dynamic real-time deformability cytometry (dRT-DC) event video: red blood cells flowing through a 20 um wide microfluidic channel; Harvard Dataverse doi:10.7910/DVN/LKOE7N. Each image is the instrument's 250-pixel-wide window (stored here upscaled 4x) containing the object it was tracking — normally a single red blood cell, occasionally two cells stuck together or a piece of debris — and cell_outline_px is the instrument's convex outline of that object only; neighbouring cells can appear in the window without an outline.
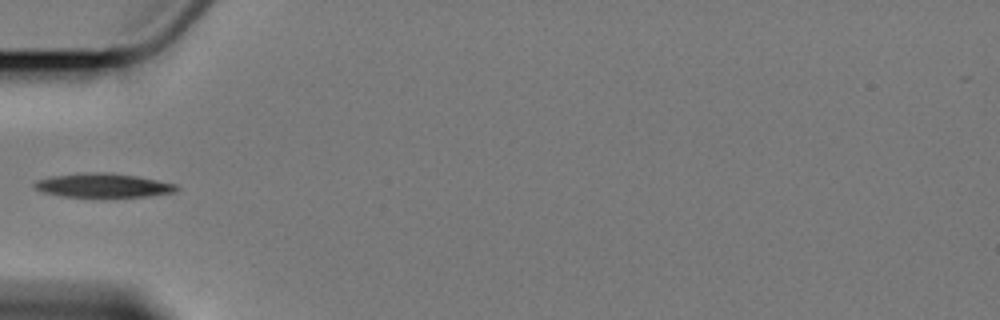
{"species": "Egyptian fruit bat (a non-hibernating species)", "species_latin": "Rousettus aegyptiacus", "temperature_condition": "cold", "stored_images_in_passage": 8, "camera_frame_rate_fps": 3000, "um_per_image_px": 0.085, "animal": {"sex": "female"}, "frame": {"image": 1, "passage_image": 5, "time_ms": 5.0, "image_size_px": [1000, 320], "cell_outline_px": [[180, 188], [176, 192], [148, 196], [92, 200], [64, 196], [40, 192], [32, 188], [32, 184], [36, 180], [52, 176], [92, 172], [104, 172], [136, 176], [176, 184]], "centroid_in_image_um": [8.72, 15.81], "position_along_channel_um": 76.3, "area_um2": 20.87}}
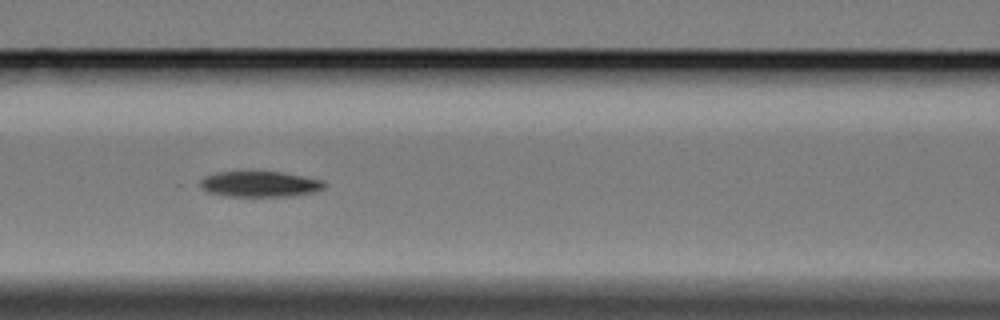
{"frame": {"image": 2, "passage_image": 7, "time_ms": 7.0, "image_size_px": [1000, 320], "cell_outline_px": [[328, 184], [324, 188], [312, 192], [288, 196], [228, 196], [208, 192], [200, 184], [200, 180], [204, 176], [216, 172], [280, 172], [324, 180]], "centroid_in_image_um": [22.1, 15.64], "position_along_channel_um": 144.5, "area_um2": 18.38}}
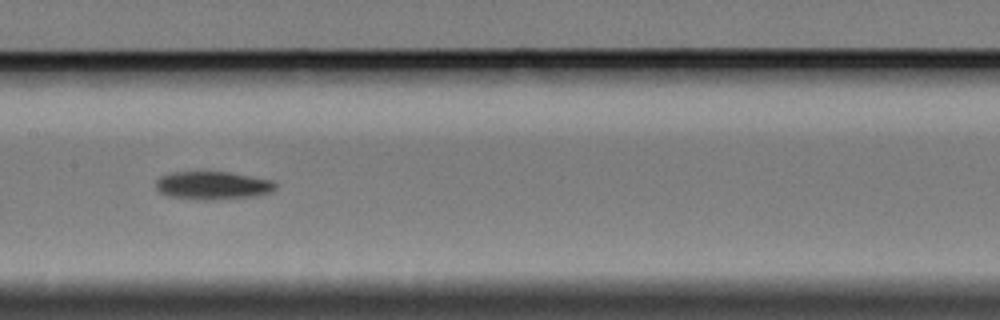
{"frame": {"image": 3, "passage_image": 8, "time_ms": 8.333, "image_size_px": [1000, 320], "cell_outline_px": [[276, 188], [272, 192], [256, 196], [216, 200], [196, 200], [168, 196], [160, 192], [156, 188], [156, 180], [160, 176], [172, 172], [228, 172], [272, 180], [276, 184]], "centroid_in_image_um": [18.08, 15.78], "position_along_channel_um": 189.3, "area_um2": 19.77}}